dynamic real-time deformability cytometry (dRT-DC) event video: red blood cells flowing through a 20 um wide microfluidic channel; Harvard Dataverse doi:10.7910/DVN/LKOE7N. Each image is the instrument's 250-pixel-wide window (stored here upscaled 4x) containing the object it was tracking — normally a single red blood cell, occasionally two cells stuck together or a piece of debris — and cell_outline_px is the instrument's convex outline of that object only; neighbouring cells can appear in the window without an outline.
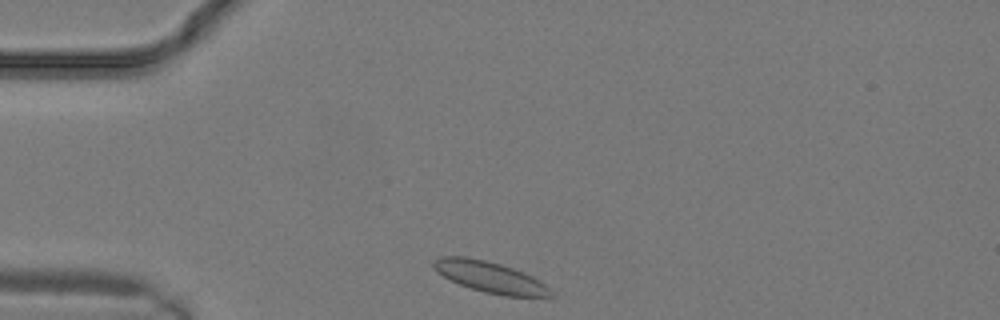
{"species": "common noctule bat (a hibernating species)", "species_latin": "Nyctalus noctula", "temperature_condition": "warm", "stored_images_in_passage": 9, "camera_frame_rate_fps": 3000, "um_per_image_px": 0.085, "animal": {"sex": "male", "body_mass_g": 19.2, "forearm_length_mm": 51.8}, "frame": {"image": 1, "passage_image": 1, "time_ms": 0.0, "image_size_px": [1000, 320], "cell_outline_px": [[556, 296], [504, 296], [484, 292], [460, 284], [444, 276], [432, 264], [432, 260], [440, 256], [464, 256], [484, 260], [500, 264], [524, 272], [532, 276], [544, 284]], "centroid_in_image_um": [41.66, 23.54], "position_along_channel_um": 43.3, "area_um2": 20.81}}
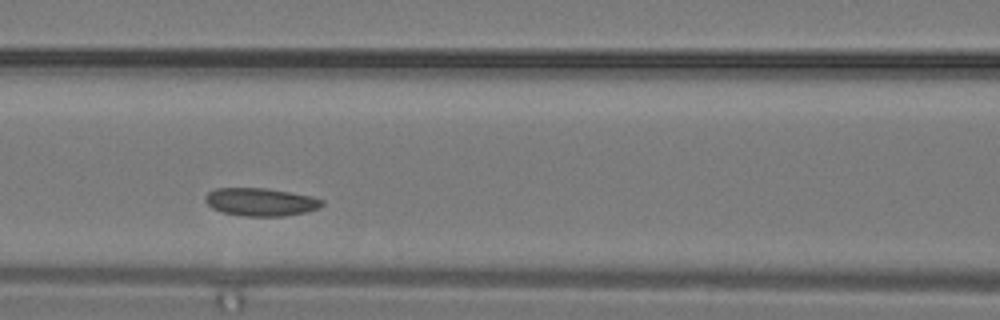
{"frame": {"image": 2, "passage_image": 6, "time_ms": 1.667, "image_size_px": [1000, 320], "cell_outline_px": [[324, 204], [320, 208], [308, 212], [284, 216], [244, 216], [224, 212], [212, 208], [204, 200], [204, 196], [208, 192], [216, 188], [268, 188], [312, 196], [324, 200]], "centroid_in_image_um": [22.19, 17.16], "position_along_channel_um": 144.4, "area_um2": 19.19}}
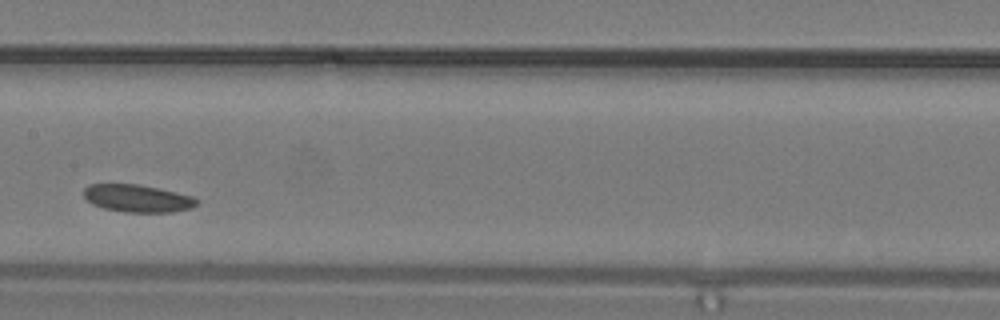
{"frame": {"image": 3, "passage_image": 8, "time_ms": 2.333, "image_size_px": [1000, 320], "cell_outline_px": [[200, 204], [192, 208], [172, 212], [124, 212], [104, 208], [92, 204], [84, 196], [84, 188], [88, 184], [136, 184], [160, 188], [196, 196], [200, 200]], "centroid_in_image_um": [11.77, 16.86], "position_along_channel_um": 195.6, "area_um2": 18.44}}